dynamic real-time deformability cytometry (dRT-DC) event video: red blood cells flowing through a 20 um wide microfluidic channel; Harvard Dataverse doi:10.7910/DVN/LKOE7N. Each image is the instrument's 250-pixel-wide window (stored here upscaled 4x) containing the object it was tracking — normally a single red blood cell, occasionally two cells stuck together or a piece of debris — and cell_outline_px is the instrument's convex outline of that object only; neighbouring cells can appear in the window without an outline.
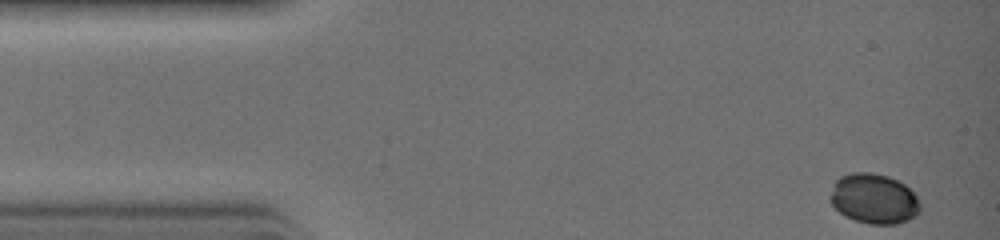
{"species": "common noctule bat (a hibernating species)", "species_latin": "Nyctalus noctula", "temperature_condition": "warm", "stored_images_in_passage": 23, "camera_frame_rate_fps": 3000, "um_per_image_px": 0.085, "animal": {"sex": "female", "body_mass_g": 19.0, "forearm_length_mm": 51.5}, "frame": {"image": 1, "passage_image": 1, "time_ms": 0.0, "image_size_px": [1000, 240], "cell_outline_px": [[920, 212], [908, 220], [896, 224], [868, 224], [844, 216], [828, 200], [836, 180], [840, 176], [852, 172], [872, 172], [888, 176], [904, 184], [916, 196], [920, 204]], "centroid_in_image_um": [74.27, 16.89], "position_along_channel_um": 10.7, "area_um2": 26.24}}
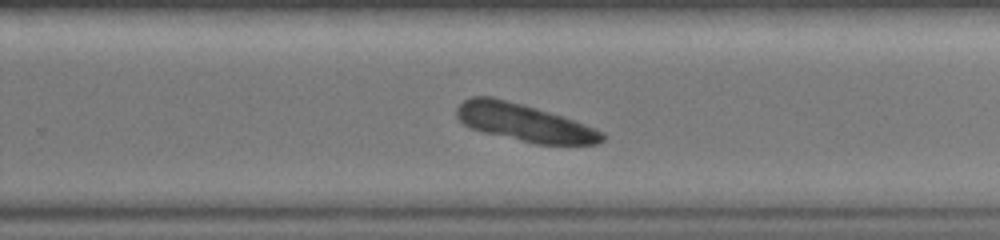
{"frame": {"image": 2, "passage_image": 20, "time_ms": 6.333, "image_size_px": [1000, 240], "cell_outline_px": [[604, 140], [596, 144], [536, 144], [484, 132], [472, 128], [464, 124], [456, 116], [456, 108], [464, 100], [472, 96], [492, 96], [524, 104], [596, 128], [604, 132]], "centroid_in_image_um": [44.54, 10.41], "position_along_channel_um": 285.3, "area_um2": 31.44}}
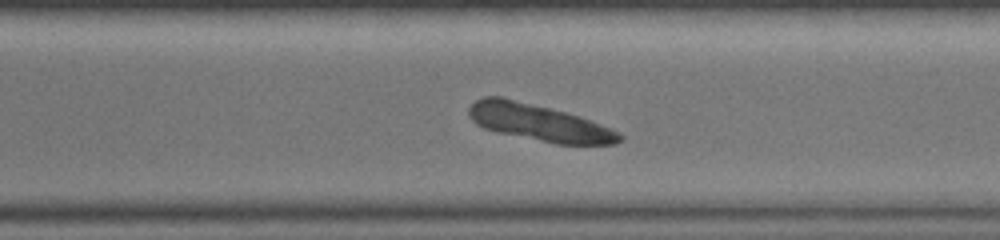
{"frame": {"image": 3, "passage_image": 22, "time_ms": 7.0, "image_size_px": [1000, 240], "cell_outline_px": [[624, 140], [616, 144], [556, 144], [500, 132], [484, 128], [476, 124], [468, 116], [468, 108], [476, 100], [484, 96], [504, 96], [580, 116], [620, 132], [624, 136]], "centroid_in_image_um": [45.82, 10.41], "position_along_channel_um": 324.8, "area_um2": 32.25}}